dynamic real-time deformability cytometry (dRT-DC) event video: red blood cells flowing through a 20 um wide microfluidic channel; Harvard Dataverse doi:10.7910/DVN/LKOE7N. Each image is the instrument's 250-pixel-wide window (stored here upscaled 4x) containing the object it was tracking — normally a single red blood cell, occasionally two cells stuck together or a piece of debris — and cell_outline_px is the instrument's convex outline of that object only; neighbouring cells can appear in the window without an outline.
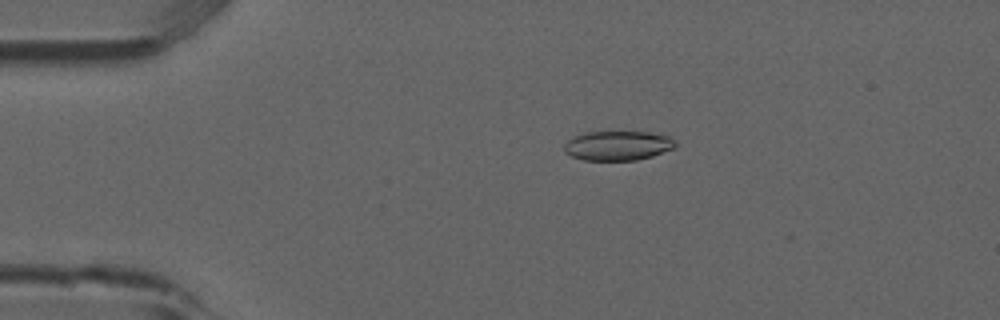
{"species": "common noctule bat (a hibernating species)", "species_latin": "Nyctalus noctula", "temperature_condition": "room temperature", "stored_images_in_passage": 53, "camera_frame_rate_fps": 3000, "um_per_image_px": 0.085, "animal": {"sex": "male", "forearm_length_mm": 52.5}, "frame": {"image": 1, "passage_image": 11, "time_ms": 3.333, "image_size_px": [1000, 320], "cell_outline_px": [[676, 148], [652, 156], [636, 160], [584, 160], [572, 156], [564, 152], [564, 144], [572, 136], [584, 132], [648, 132], [668, 136], [676, 140]], "centroid_in_image_um": [52.51, 12.37], "position_along_channel_um": 32.5, "area_um2": 19.25}}
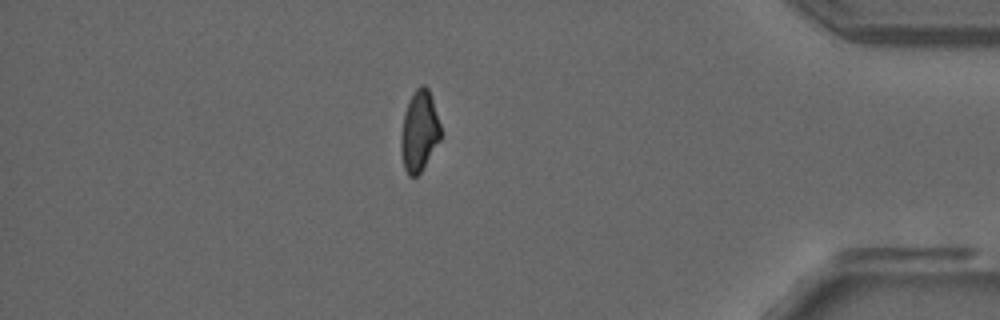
{"frame": {"image": 2, "passage_image": 46, "time_ms": 15.0, "image_size_px": [1000, 320], "cell_outline_px": [[440, 140], [420, 172], [416, 176], [408, 176], [404, 168], [400, 148], [400, 136], [404, 112], [412, 92], [420, 84], [424, 84], [428, 88], [440, 124]], "centroid_in_image_um": [35.61, 11.13], "position_along_channel_um": 399.6, "area_um2": 18.61}}
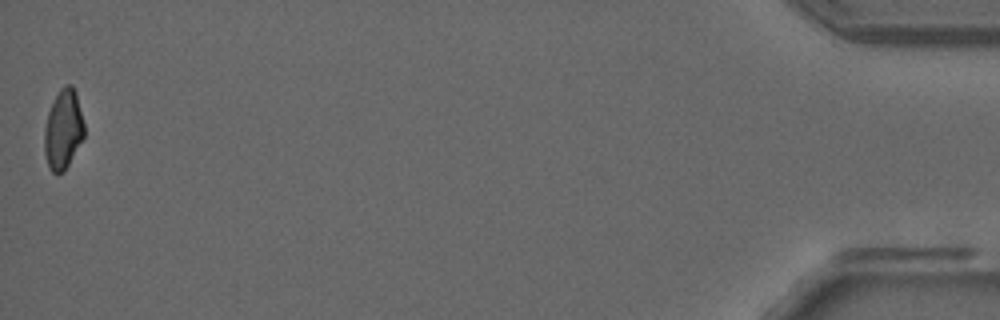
{"frame": {"image": 3, "passage_image": 53, "time_ms": 17.333, "image_size_px": [1000, 320], "cell_outline_px": [[84, 136], [64, 172], [56, 176], [48, 168], [44, 152], [44, 128], [48, 112], [60, 88], [64, 84], [72, 84], [76, 92], [84, 124]], "centroid_in_image_um": [5.36, 11.03], "position_along_channel_um": 429.8, "area_um2": 18.61}, "authors_computed_cell_mechanics": {"area_um2": 19.5364, "velocity_mm_per_s": 3.8775, "shape_relaxation_time_tau1_ms": null, "shape_relaxation_time_tau2_ms": 2.4085, "deformation_change_tau1": null, "deformation_change_tau2": 0.0753}}